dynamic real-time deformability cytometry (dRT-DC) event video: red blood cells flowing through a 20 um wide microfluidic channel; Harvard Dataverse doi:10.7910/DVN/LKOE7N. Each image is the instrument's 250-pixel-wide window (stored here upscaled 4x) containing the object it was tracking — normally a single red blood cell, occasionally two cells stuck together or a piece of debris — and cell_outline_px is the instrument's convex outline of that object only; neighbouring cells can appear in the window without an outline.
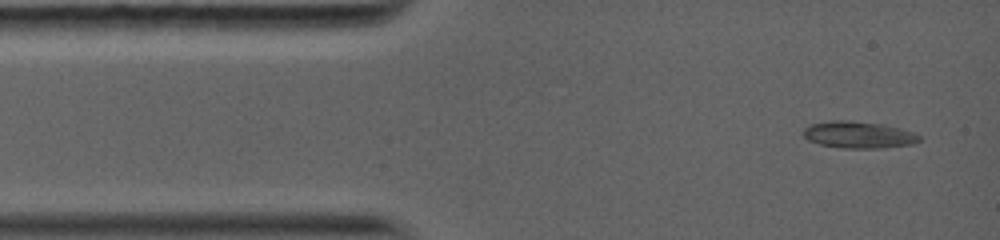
{"species": "common noctule bat (a hibernating species)", "species_latin": "Nyctalus noctula", "temperature_condition": "warm", "stored_images_in_passage": 19, "camera_frame_rate_fps": 5000, "um_per_image_px": 0.085, "animal": {"sex": "female", "body_mass_g": 19.0, "forearm_length_mm": 56.7}, "frame": {"image": 1, "passage_image": 1, "time_ms": 0.0, "image_size_px": [1000, 240], "cell_outline_px": [[920, 140], [912, 144], [880, 148], [844, 148], [820, 144], [808, 140], [800, 132], [804, 128], [812, 124], [832, 120], [844, 120], [880, 124], [900, 128], [912, 132], [920, 136]], "centroid_in_image_um": [72.94, 11.46], "position_along_channel_um": 12.1, "area_um2": 17.92}}
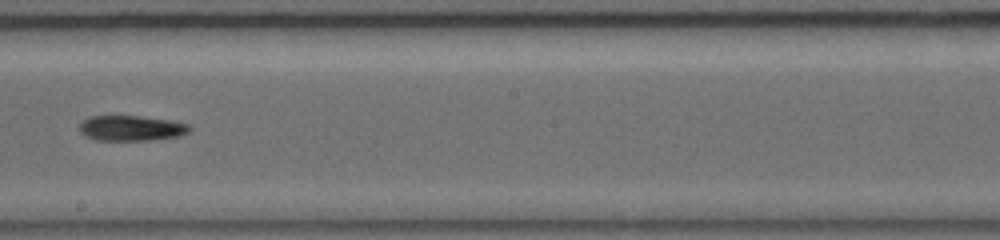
{"frame": {"image": 2, "passage_image": 9, "time_ms": 6.8, "image_size_px": [1000, 240], "cell_outline_px": [[192, 128], [188, 132], [180, 136], [148, 140], [96, 140], [84, 136], [80, 132], [80, 124], [88, 116], [140, 116], [172, 120], [188, 124]], "centroid_in_image_um": [11.16, 10.89], "position_along_channel_um": 237.0, "area_um2": 16.3}}
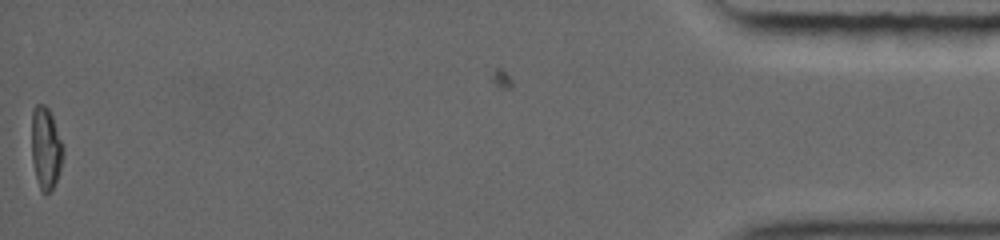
{"frame": {"image": 3, "passage_image": 19, "time_ms": 14.8, "image_size_px": [1000, 240], "cell_outline_px": [[64, 156], [56, 180], [52, 188], [44, 196], [40, 188], [36, 176], [32, 160], [32, 108], [36, 104], [44, 104], [48, 108], [52, 116], [64, 148]], "centroid_in_image_um": [3.89, 12.57], "position_along_channel_um": 431.3, "area_um2": 14.97}, "authors_computed_cell_mechanics": {"area_um2": 16.2996, "velocity_mm_per_s": 4.1477, "shape_relaxation_time_tau1_ms": 2.3069, "shape_relaxation_time_tau2_ms": 6.9713, "deformation_change_tau1": 0.1269, "deformation_change_tau2": 0.0885}}